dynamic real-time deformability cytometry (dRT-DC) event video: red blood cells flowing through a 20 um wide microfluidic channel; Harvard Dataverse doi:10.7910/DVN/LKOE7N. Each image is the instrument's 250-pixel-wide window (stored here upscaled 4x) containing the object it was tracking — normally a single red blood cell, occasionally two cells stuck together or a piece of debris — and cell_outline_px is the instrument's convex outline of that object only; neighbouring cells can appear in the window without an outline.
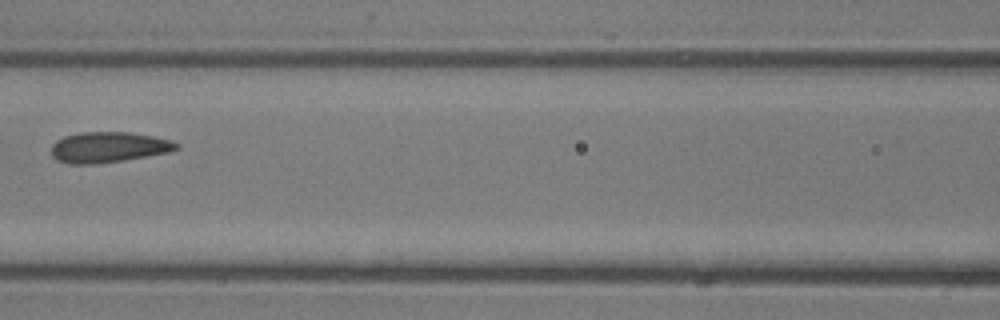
{"species": "common noctule bat (a hibernating species)", "species_latin": "Nyctalus noctula", "temperature_condition": "room temperature", "stored_images_in_passage": 5, "camera_frame_rate_fps": 3000, "um_per_image_px": 0.085, "animal": {"sex": "male", "body_mass_g": 13.3}, "frame": {"image": 1, "passage_image": 5, "time_ms": 1.333, "image_size_px": [1000, 320], "cell_outline_px": [[180, 148], [168, 152], [124, 160], [96, 164], [68, 164], [56, 160], [52, 156], [52, 144], [56, 140], [64, 136], [80, 132], [132, 132], [172, 140], [180, 144]], "centroid_in_image_um": [9.21, 12.51], "position_along_channel_um": 157.4, "area_um2": 22.48}}